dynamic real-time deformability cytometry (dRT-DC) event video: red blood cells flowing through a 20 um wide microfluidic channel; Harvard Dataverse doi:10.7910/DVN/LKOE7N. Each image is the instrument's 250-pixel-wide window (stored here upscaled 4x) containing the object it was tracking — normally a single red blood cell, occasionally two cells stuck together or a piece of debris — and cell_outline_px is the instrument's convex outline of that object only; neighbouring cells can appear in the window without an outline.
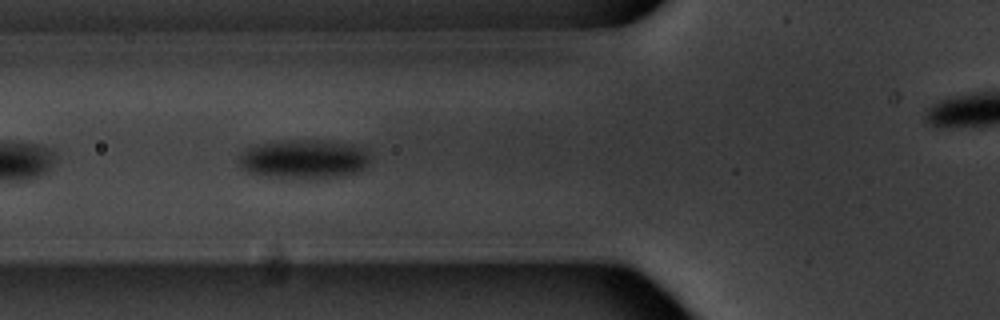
{"species": "common noctule bat (a hibernating species)", "species_latin": "Nyctalus noctula", "temperature_condition": "warm", "stored_images_in_passage": 7, "camera_frame_rate_fps": 3000, "um_per_image_px": 0.085, "animal": {"sex": "male", "body_mass_g": 20.1, "forearm_length_mm": 53.5}, "frame": {"image": 1, "passage_image": 6, "time_ms": 6.667, "image_size_px": [1000, 320], "cell_outline_px": [[368, 160], [364, 168], [360, 172], [324, 180], [300, 180], [264, 176], [248, 172], [240, 168], [240, 156], [248, 148], [260, 144], [284, 140], [320, 140], [356, 144], [364, 148], [368, 156]], "centroid_in_image_um": [25.87, 13.56], "position_along_channel_um": 99.9, "area_um2": 30.63}}